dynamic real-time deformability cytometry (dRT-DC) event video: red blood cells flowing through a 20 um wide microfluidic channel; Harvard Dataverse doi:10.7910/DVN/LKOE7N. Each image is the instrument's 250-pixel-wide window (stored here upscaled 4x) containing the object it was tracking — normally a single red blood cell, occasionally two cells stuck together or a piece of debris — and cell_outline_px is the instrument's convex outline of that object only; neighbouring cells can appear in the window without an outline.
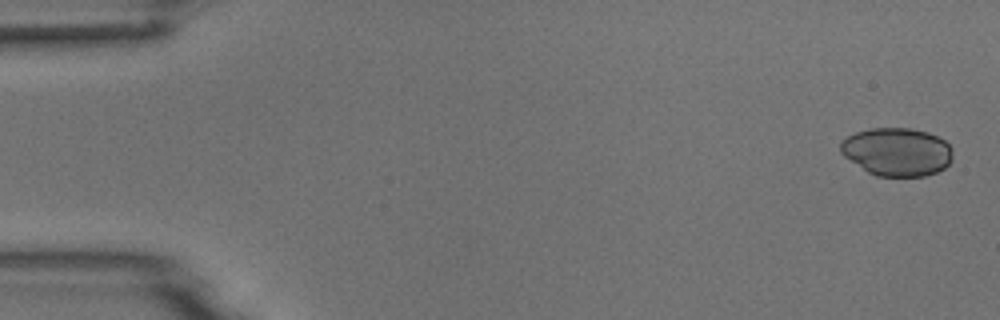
{"species": "common noctule bat (a hibernating species)", "species_latin": "Nyctalus noctula", "temperature_condition": "room temperature", "stored_images_in_passage": 4, "camera_frame_rate_fps": 3000, "um_per_image_px": 0.085, "animal": {"sex": "male", "body_mass_g": 18.8}, "frame": {"image": 1, "passage_image": 1, "time_ms": 0.0, "image_size_px": [1000, 320], "cell_outline_px": [[952, 160], [944, 168], [936, 172], [924, 176], [876, 176], [868, 172], [844, 156], [840, 152], [840, 144], [848, 136], [856, 132], [872, 128], [912, 128], [928, 132], [944, 140], [952, 148]], "centroid_in_image_um": [76.25, 12.9], "position_along_channel_um": 8.7, "area_um2": 31.44}}